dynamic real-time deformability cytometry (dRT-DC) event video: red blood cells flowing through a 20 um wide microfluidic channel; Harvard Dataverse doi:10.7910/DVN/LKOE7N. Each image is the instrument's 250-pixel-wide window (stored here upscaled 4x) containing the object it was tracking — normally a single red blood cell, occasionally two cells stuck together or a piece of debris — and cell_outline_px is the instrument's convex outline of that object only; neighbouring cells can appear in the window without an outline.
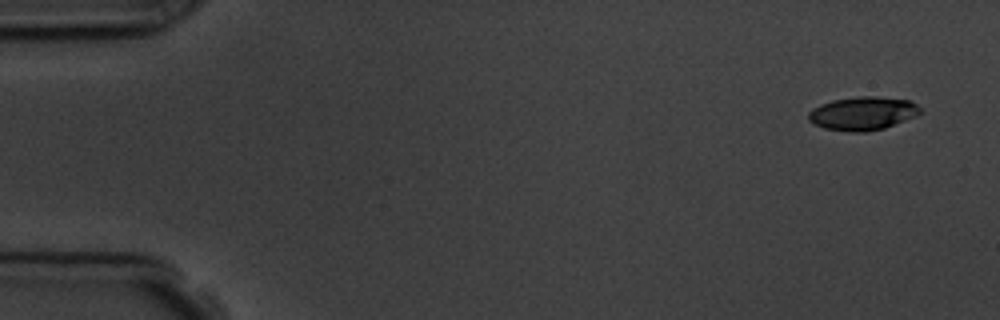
{"species": "common noctule bat (a hibernating species)", "species_latin": "Nyctalus noctula", "temperature_condition": "room temperature", "stored_images_in_passage": 4, "camera_frame_rate_fps": 3000, "um_per_image_px": 0.085, "animal": {"sex": "male", "body_mass_g": 19.5, "forearm_length_mm": 54.6}, "frame": {"image": 1, "passage_image": 1, "time_ms": 0.0, "image_size_px": [1000, 320], "cell_outline_px": [[920, 112], [916, 116], [884, 128], [864, 132], [848, 132], [824, 128], [808, 120], [808, 112], [812, 108], [820, 104], [832, 100], [856, 96], [876, 96], [908, 100], [916, 104], [920, 108]], "centroid_in_image_um": [73.3, 9.63], "position_along_channel_um": 11.7, "area_um2": 21.79}}
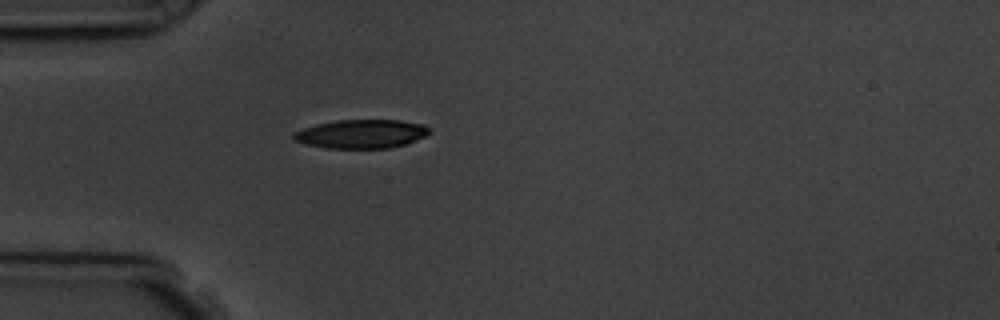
{"frame": {"image": 2, "passage_image": 4, "time_ms": 4.333, "image_size_px": [1000, 320], "cell_outline_px": [[428, 132], [424, 136], [416, 140], [392, 148], [328, 148], [308, 144], [296, 140], [292, 136], [292, 132], [316, 124], [336, 120], [400, 120], [424, 124], [428, 128]], "centroid_in_image_um": [30.71, 11.37], "position_along_channel_um": 54.3, "area_um2": 22.54}}